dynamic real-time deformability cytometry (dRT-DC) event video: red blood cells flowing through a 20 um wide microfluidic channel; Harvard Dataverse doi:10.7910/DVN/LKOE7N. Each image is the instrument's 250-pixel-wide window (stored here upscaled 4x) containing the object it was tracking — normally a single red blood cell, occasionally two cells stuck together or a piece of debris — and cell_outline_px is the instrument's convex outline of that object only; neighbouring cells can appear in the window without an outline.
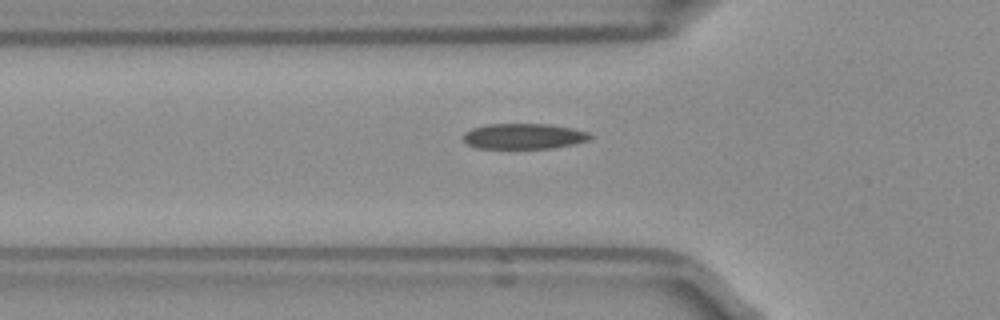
{"species": "Egyptian fruit bat (a non-hibernating species)", "species_latin": "Rousettus aegyptiacus", "temperature_condition": "room temperature", "stored_images_in_passage": 38, "camera_frame_rate_fps": 3000, "um_per_image_px": 0.085, "frame": {"image": 1, "passage_image": 9, "time_ms": 2.667, "image_size_px": [1000, 320], "cell_outline_px": [[592, 136], [588, 140], [572, 144], [552, 148], [476, 148], [468, 144], [464, 140], [464, 132], [472, 128], [488, 124], [548, 124], [572, 128], [588, 132]], "centroid_in_image_um": [44.51, 11.58], "position_along_channel_um": 81.3, "area_um2": 18.73}}
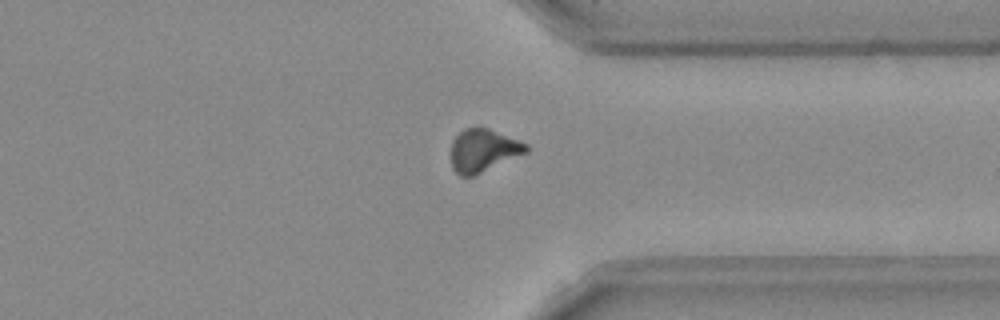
{"frame": {"image": 2, "passage_image": 31, "time_ms": 10.0, "image_size_px": [1000, 320], "cell_outline_px": [[528, 152], [472, 176], [460, 176], [452, 168], [452, 140], [464, 128], [488, 128], [520, 140], [528, 144]], "centroid_in_image_um": [41.09, 12.78], "position_along_channel_um": 370.3, "area_um2": 18.55}}
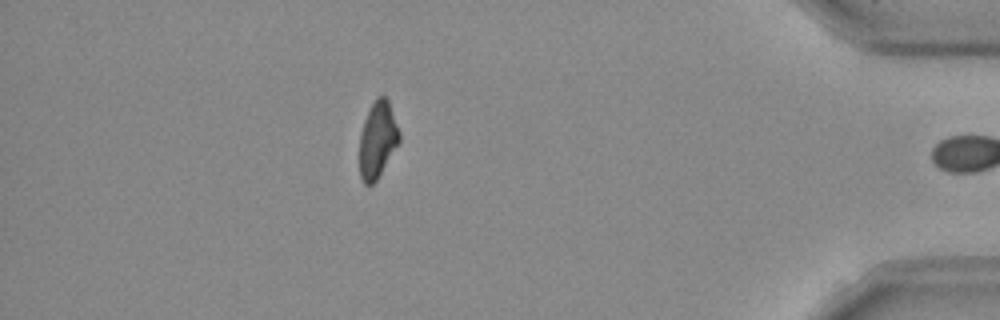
{"frame": {"image": 3, "passage_image": 37, "time_ms": 12.0, "image_size_px": [1000, 320], "cell_outline_px": [[400, 140], [376, 180], [372, 184], [364, 184], [360, 176], [360, 132], [364, 120], [376, 96], [384, 96], [388, 100], [400, 132]], "centroid_in_image_um": [32.09, 11.86], "position_along_channel_um": 403.1, "area_um2": 17.4}, "authors_computed_cell_mechanics": {"area_um2": 18.9006, "velocity_mm_per_s": 3.9616, "shape_relaxation_time_tau1_ms": null, "shape_relaxation_time_tau2_ms": 2.8776, "deformation_change_tau1": null, "deformation_change_tau2": 0.0882}}